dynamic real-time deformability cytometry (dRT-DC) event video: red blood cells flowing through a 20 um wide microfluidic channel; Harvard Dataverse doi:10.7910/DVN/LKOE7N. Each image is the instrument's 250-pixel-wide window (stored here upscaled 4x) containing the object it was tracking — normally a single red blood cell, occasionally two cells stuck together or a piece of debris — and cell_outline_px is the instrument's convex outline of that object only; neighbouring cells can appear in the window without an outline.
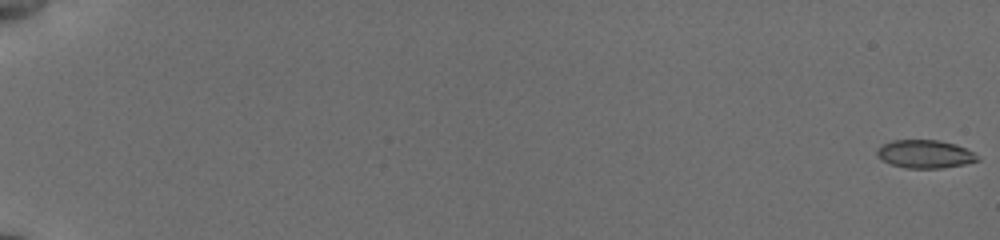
{"species": "common noctule bat (a hibernating species)", "species_latin": "Nyctalus noctula", "temperature_condition": "cold", "stored_images_in_passage": 57, "camera_frame_rate_fps": 3000, "um_per_image_px": 0.085, "animal": {"sex": "female", "body_mass_g": 19.5, "forearm_length_mm": 54.1}, "frame": {"image": 1, "passage_image": 1, "time_ms": 0.0, "image_size_px": [1000, 240], "cell_outline_px": [[980, 160], [964, 164], [940, 168], [908, 168], [892, 164], [880, 160], [876, 156], [876, 148], [880, 144], [892, 140], [940, 140], [956, 144], [972, 152]], "centroid_in_image_um": [78.54, 13.08], "position_along_channel_um": 6.5, "area_um2": 16.53}}
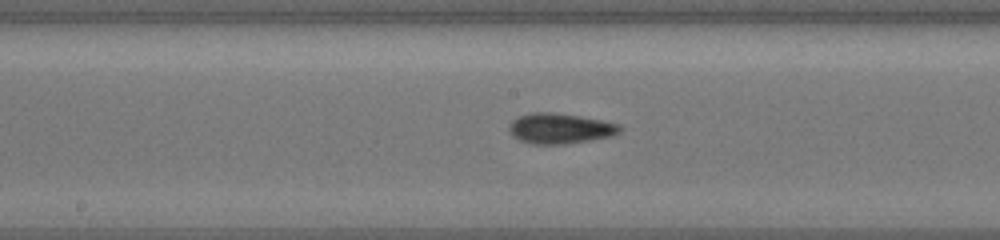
{"frame": {"image": 2, "passage_image": 33, "time_ms": 10.667, "image_size_px": [1000, 240], "cell_outline_px": [[620, 132], [612, 136], [568, 144], [532, 144], [520, 140], [512, 136], [508, 132], [508, 128], [512, 120], [520, 116], [532, 112], [552, 112], [580, 116], [620, 124]], "centroid_in_image_um": [47.58, 10.92], "position_along_channel_um": 200.6, "area_um2": 19.65}}
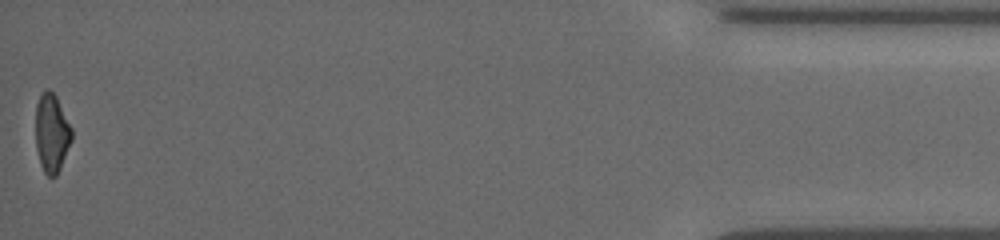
{"frame": {"image": 3, "passage_image": 57, "time_ms": 18.667, "image_size_px": [1000, 240], "cell_outline_px": [[72, 140], [60, 168], [56, 176], [48, 176], [44, 172], [40, 164], [36, 148], [36, 104], [40, 96], [48, 88], [56, 96], [72, 128]], "centroid_in_image_um": [4.4, 11.32], "position_along_channel_um": 430.8, "area_um2": 16.42}, "authors_computed_cell_mechanics": {"area_um2": 17.4556, "velocity_mm_per_s": 3.8409, "shape_relaxation_time_tau1_ms": 5.3822, "shape_relaxation_time_tau2_ms": 2.8502, "deformation_change_tau1": 0.1382, "deformation_change_tau2": 0.0937}}